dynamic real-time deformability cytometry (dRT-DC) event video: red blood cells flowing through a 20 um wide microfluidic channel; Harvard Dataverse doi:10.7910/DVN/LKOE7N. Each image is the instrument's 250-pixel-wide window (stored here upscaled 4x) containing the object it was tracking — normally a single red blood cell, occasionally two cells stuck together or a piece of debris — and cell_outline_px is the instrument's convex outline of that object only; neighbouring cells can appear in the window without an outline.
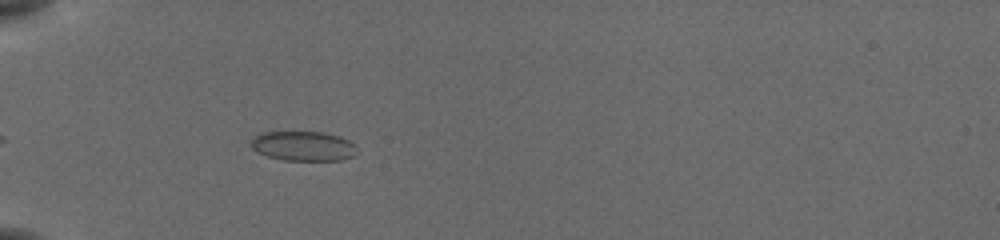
{"species": "common noctule bat (a hibernating species)", "species_latin": "Nyctalus noctula", "temperature_condition": "cold", "stored_images_in_passage": 21, "camera_frame_rate_fps": 3000, "um_per_image_px": 0.085, "animal": {"sex": "female", "body_mass_g": 19.5, "forearm_length_mm": 54.1}, "frame": {"image": 1, "passage_image": 4, "time_ms": 1.0, "image_size_px": [1000, 240], "cell_outline_px": [[356, 148], [352, 156], [340, 160], [284, 160], [268, 156], [256, 152], [252, 148], [252, 140], [260, 132], [324, 132], [340, 136], [348, 140]], "centroid_in_image_um": [25.75, 12.41], "position_along_channel_um": 59.2, "area_um2": 18.09}}
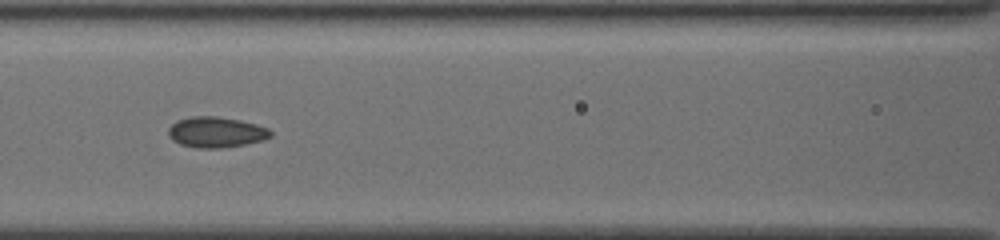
{"frame": {"image": 2, "passage_image": 12, "time_ms": 3.667, "image_size_px": [1000, 240], "cell_outline_px": [[272, 136], [264, 140], [244, 144], [220, 148], [196, 148], [180, 144], [172, 140], [168, 136], [168, 128], [176, 120], [192, 116], [216, 116], [240, 120], [256, 124], [268, 128], [272, 132]], "centroid_in_image_um": [18.35, 11.23], "position_along_channel_um": 148.3, "area_um2": 18.38}}
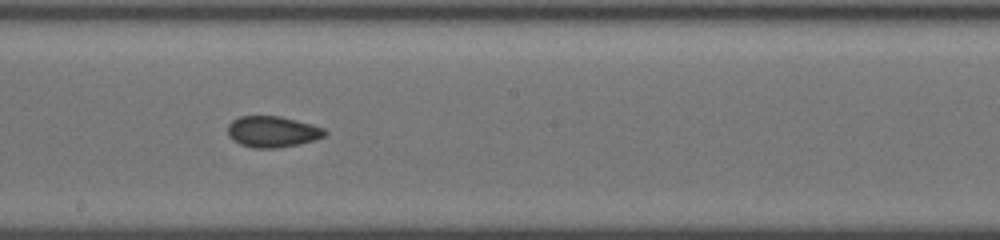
{"frame": {"image": 3, "passage_image": 18, "time_ms": 5.667, "image_size_px": [1000, 240], "cell_outline_px": [[328, 132], [324, 136], [300, 144], [276, 148], [252, 148], [240, 144], [232, 140], [228, 136], [228, 124], [232, 120], [240, 116], [280, 116], [296, 120], [324, 128]], "centroid_in_image_um": [23.13, 11.19], "position_along_channel_um": 225.1, "area_um2": 17.63}}